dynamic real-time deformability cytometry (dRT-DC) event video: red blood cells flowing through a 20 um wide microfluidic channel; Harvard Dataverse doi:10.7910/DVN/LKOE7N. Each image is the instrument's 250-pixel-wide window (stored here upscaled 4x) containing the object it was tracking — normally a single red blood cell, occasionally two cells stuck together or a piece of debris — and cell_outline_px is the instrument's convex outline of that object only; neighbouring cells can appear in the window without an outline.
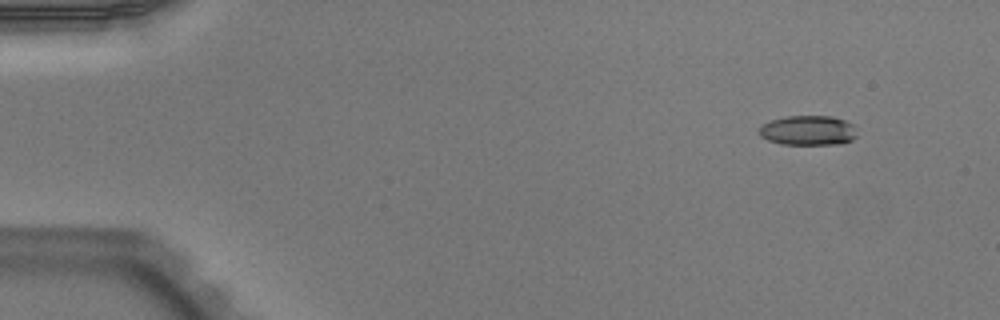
{"species": "Egyptian fruit bat (a non-hibernating species)", "species_latin": "Rousettus aegyptiacus", "temperature_condition": "warm", "stored_images_in_passage": 48, "camera_frame_rate_fps": 3000, "um_per_image_px": 0.085, "animal": {"sex": "male"}, "frame": {"image": 1, "passage_image": 1, "time_ms": 0.0, "image_size_px": [1000, 320], "cell_outline_px": [[856, 136], [852, 140], [840, 144], [780, 144], [768, 140], [760, 136], [760, 124], [784, 116], [832, 116], [844, 120], [852, 124]], "centroid_in_image_um": [68.66, 11.08], "position_along_channel_um": 16.3, "area_um2": 16.94}}
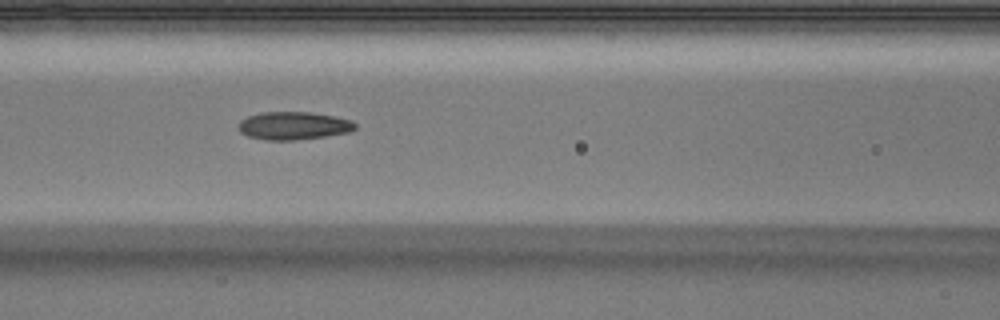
{"frame": {"image": 2, "passage_image": 19, "time_ms": 6.0, "image_size_px": [1000, 320], "cell_outline_px": [[356, 128], [348, 132], [324, 136], [292, 140], [264, 140], [248, 136], [240, 132], [240, 120], [248, 116], [260, 112], [308, 112], [332, 116], [352, 120], [356, 124]], "centroid_in_image_um": [24.93, 10.68], "position_along_channel_um": 141.7, "area_um2": 18.79}}
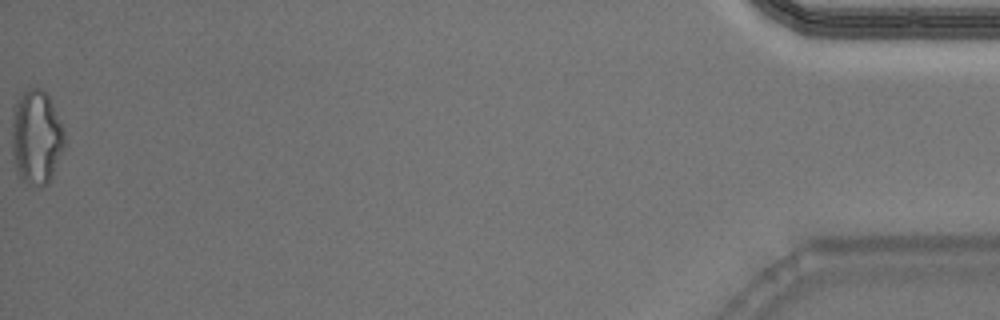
{"frame": {"image": 3, "passage_image": 48, "time_ms": 15.667, "image_size_px": [1000, 320], "cell_outline_px": [[64, 148], [52, 176], [48, 184], [36, 184], [24, 180], [16, 172], [12, 156], [12, 112], [20, 96], [28, 88], [44, 88], [48, 92], [64, 128]], "centroid_in_image_um": [3.1, 11.6], "position_along_channel_um": 432.1, "area_um2": 29.07}, "authors_computed_cell_mechanics": {"area_um2": 18.7272, "velocity_mm_per_s": 3.9791, "shape_relaxation_time_tau1_ms": null, "shape_relaxation_time_tau2_ms": 2.8501, "deformation_change_tau1": null, "deformation_change_tau2": 0.1175}}